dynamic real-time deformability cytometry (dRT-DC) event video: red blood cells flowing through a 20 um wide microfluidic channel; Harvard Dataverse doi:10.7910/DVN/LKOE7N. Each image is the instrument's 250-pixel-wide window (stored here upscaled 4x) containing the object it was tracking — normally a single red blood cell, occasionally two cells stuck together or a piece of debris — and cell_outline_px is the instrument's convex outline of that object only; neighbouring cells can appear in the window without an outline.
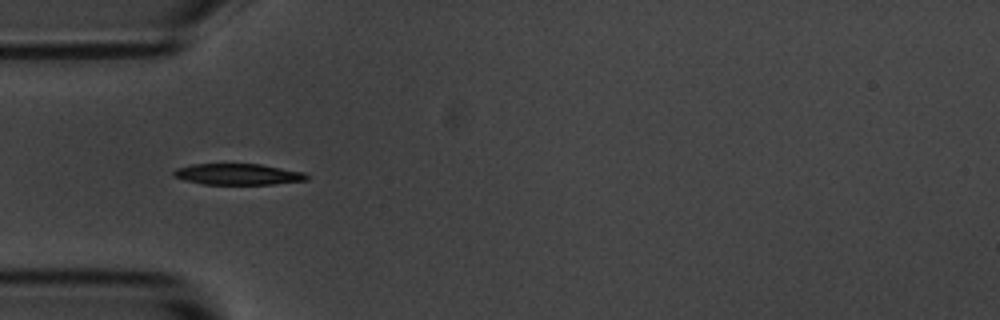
{"species": "common noctule bat (a hibernating species)", "species_latin": "Nyctalus noctula", "temperature_condition": "room temperature", "stored_images_in_passage": 7, "camera_frame_rate_fps": 3000, "um_per_image_px": 0.085, "animal": {"sex": "male", "body_mass_g": 20.1, "forearm_length_mm": 53.5}, "frame": {"image": 1, "passage_image": 2, "time_ms": 1.0, "image_size_px": [1000, 320], "cell_outline_px": [[308, 180], [272, 184], [204, 184], [184, 180], [172, 176], [172, 172], [176, 168], [192, 164], [260, 164], [304, 172], [308, 176]], "centroid_in_image_um": [20.2, 14.81], "position_along_channel_um": 64.8, "area_um2": 16.36}}
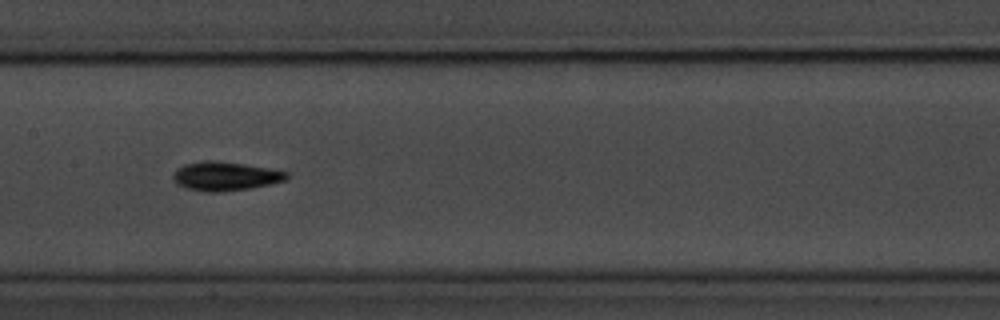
{"frame": {"image": 2, "passage_image": 5, "time_ms": 4.333, "image_size_px": [1000, 320], "cell_outline_px": [[288, 180], [272, 184], [248, 188], [220, 192], [204, 192], [188, 188], [176, 184], [172, 180], [172, 176], [176, 168], [184, 164], [204, 160], [212, 160], [244, 164], [268, 168], [288, 172]], "centroid_in_image_um": [19.12, 14.97], "position_along_channel_um": 188.3, "area_um2": 19.25}}
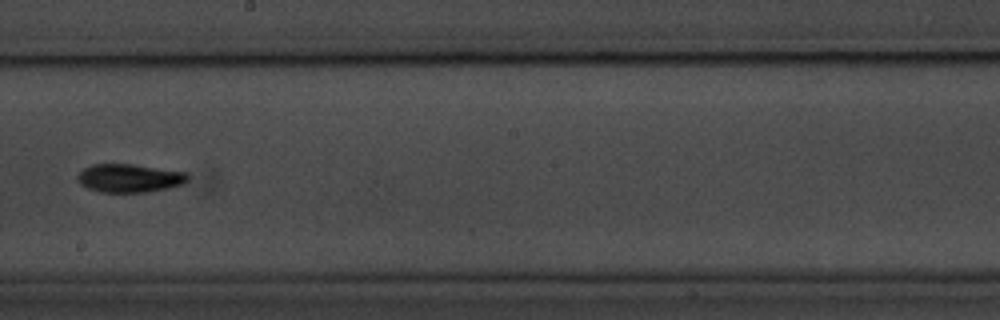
{"frame": {"image": 3, "passage_image": 6, "time_ms": 5.667, "image_size_px": [1000, 320], "cell_outline_px": [[188, 180], [184, 184], [168, 188], [144, 192], [100, 192], [88, 188], [80, 184], [76, 180], [76, 176], [84, 168], [92, 164], [132, 164], [188, 172]], "centroid_in_image_um": [11.0, 15.14], "position_along_channel_um": 237.2, "area_um2": 18.32}}